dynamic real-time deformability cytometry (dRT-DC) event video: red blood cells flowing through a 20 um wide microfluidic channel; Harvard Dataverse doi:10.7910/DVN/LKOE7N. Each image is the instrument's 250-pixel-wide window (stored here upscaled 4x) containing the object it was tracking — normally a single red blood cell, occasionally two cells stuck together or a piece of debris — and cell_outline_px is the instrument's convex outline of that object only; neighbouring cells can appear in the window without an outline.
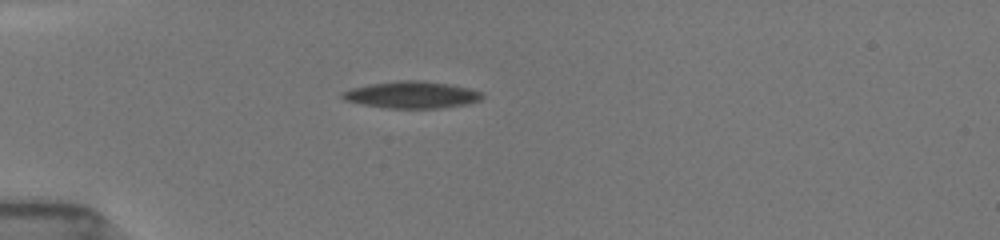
{"species": "common noctule bat (a hibernating species)", "species_latin": "Nyctalus noctula", "temperature_condition": "room temperature", "stored_images_in_passage": 2, "camera_frame_rate_fps": 3000, "um_per_image_px": 0.085, "animal": {"sex": "female", "body_mass_g": 19.5, "forearm_length_mm": 54.1}, "frame": {"image": 1, "passage_image": 1, "time_ms": 0.0, "image_size_px": [1000, 240], "cell_outline_px": [[484, 96], [480, 100], [464, 104], [440, 108], [388, 108], [364, 104], [344, 100], [340, 96], [340, 92], [352, 88], [372, 84], [400, 80], [416, 80], [448, 84], [468, 88], [480, 92]], "centroid_in_image_um": [34.97, 8.06], "position_along_channel_um": 50.0, "area_um2": 21.56}}